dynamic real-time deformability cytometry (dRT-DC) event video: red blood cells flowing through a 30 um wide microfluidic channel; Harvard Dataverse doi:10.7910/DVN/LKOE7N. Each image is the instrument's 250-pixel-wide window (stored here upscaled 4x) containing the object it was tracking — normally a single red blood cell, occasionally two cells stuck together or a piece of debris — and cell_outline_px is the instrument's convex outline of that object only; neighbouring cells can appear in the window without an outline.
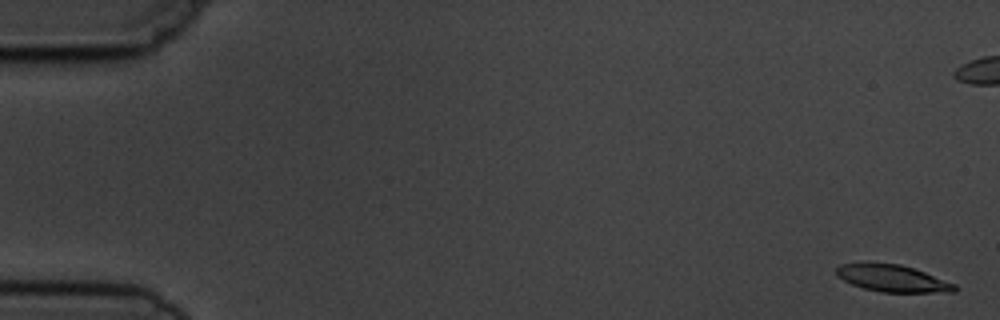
{"species": "common noctule bat (a hibernating species)", "species_latin": "Nyctalus noctula", "temperature_condition": "cold", "stored_images_in_passage": 6, "camera_frame_rate_fps": 3000, "um_per_image_px": 0.085, "animal": {"sex": "male", "body_mass_g": 19.5, "forearm_length_mm": 54.6}, "frame": {"image": 1, "passage_image": 1, "time_ms": 0.0, "image_size_px": [1000, 320], "cell_outline_px": [[956, 292], [880, 292], [864, 288], [852, 284], [836, 276], [836, 268], [840, 264], [900, 264], [924, 272], [956, 284]], "centroid_in_image_um": [75.88, 23.68], "position_along_channel_um": 9.1, "area_um2": 18.15}}